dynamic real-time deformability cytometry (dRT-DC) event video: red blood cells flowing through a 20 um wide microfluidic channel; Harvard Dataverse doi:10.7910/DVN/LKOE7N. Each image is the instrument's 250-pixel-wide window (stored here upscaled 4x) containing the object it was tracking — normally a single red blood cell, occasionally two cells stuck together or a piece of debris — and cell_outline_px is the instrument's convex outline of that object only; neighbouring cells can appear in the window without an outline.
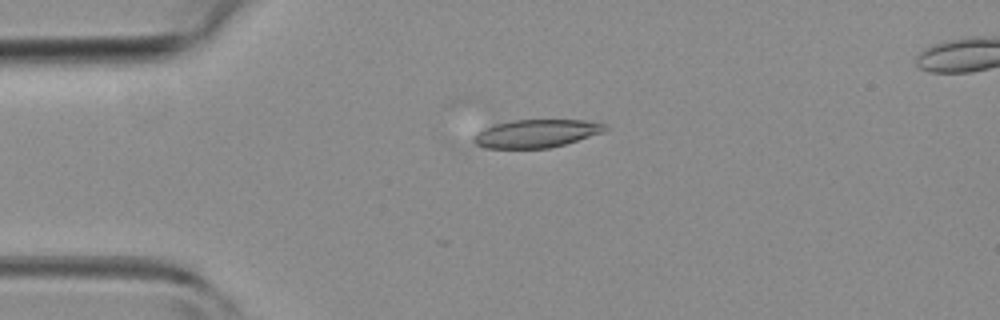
{"species": "common noctule bat (a hibernating species)", "species_latin": "Nyctalus noctula", "temperature_condition": "room temperature", "stored_images_in_passage": 2, "camera_frame_rate_fps": 3000, "um_per_image_px": 0.085, "animal": {"sex": "female", "body_mass_g": 19.3, "forearm_length_mm": 54.1}, "frame": {"image": 1, "passage_image": 2, "time_ms": 1.0, "image_size_px": [1000, 320], "cell_outline_px": [[608, 128], [604, 132], [564, 144], [548, 148], [484, 148], [476, 144], [472, 140], [484, 128], [492, 124], [512, 120], [584, 120], [604, 124]], "centroid_in_image_um": [45.58, 11.34], "position_along_channel_um": 39.4, "area_um2": 21.27}}